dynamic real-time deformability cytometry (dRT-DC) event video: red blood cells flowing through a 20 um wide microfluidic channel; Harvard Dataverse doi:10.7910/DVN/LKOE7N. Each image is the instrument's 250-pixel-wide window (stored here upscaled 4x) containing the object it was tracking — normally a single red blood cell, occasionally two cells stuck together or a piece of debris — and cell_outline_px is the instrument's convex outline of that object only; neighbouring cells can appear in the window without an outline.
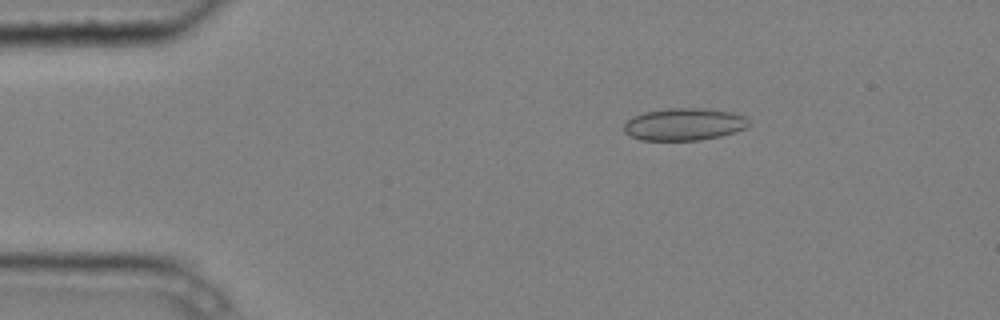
{"species": "common noctule bat (a hibernating species)", "species_latin": "Nyctalus noctula", "temperature_condition": "cold", "stored_images_in_passage": 4, "camera_frame_rate_fps": 3000, "um_per_image_px": 0.085, "animal": {"sex": "male", "body_mass_g": 20.4}, "frame": {"image": 1, "passage_image": 2, "time_ms": 0.333, "image_size_px": [1000, 320], "cell_outline_px": [[748, 124], [744, 128], [736, 132], [720, 136], [700, 140], [640, 140], [628, 136], [624, 132], [624, 124], [632, 116], [644, 112], [668, 108], [704, 108], [732, 112], [748, 116]], "centroid_in_image_um": [58.14, 10.56], "position_along_channel_um": 26.9, "area_um2": 23.7}}
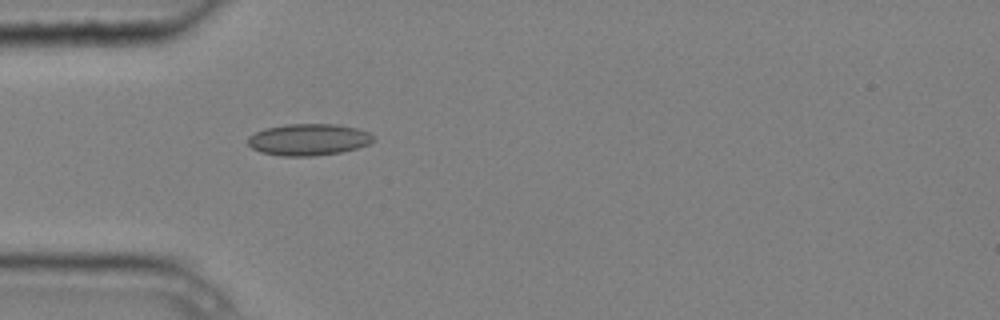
{"frame": {"image": 2, "passage_image": 4, "time_ms": 1.0, "image_size_px": [1000, 320], "cell_outline_px": [[372, 140], [368, 144], [356, 148], [340, 152], [312, 156], [280, 156], [260, 152], [252, 148], [248, 144], [248, 136], [264, 128], [284, 124], [336, 124], [356, 128], [368, 132], [372, 136]], "centroid_in_image_um": [26.17, 11.86], "position_along_channel_um": 58.8, "area_um2": 23.06}}